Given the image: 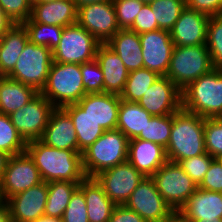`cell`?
<instances>
[{
	"label": "cell",
	"instance_id": "1",
	"mask_svg": "<svg viewBox=\"0 0 222 222\" xmlns=\"http://www.w3.org/2000/svg\"><path fill=\"white\" fill-rule=\"evenodd\" d=\"M25 152L34 161L44 182H81L86 177L82 154L77 151L53 148L34 140L27 143Z\"/></svg>",
	"mask_w": 222,
	"mask_h": 222
},
{
	"label": "cell",
	"instance_id": "2",
	"mask_svg": "<svg viewBox=\"0 0 222 222\" xmlns=\"http://www.w3.org/2000/svg\"><path fill=\"white\" fill-rule=\"evenodd\" d=\"M204 124L205 118L183 108L173 114L171 135L166 147L168 161L179 163L206 153Z\"/></svg>",
	"mask_w": 222,
	"mask_h": 222
},
{
	"label": "cell",
	"instance_id": "3",
	"mask_svg": "<svg viewBox=\"0 0 222 222\" xmlns=\"http://www.w3.org/2000/svg\"><path fill=\"white\" fill-rule=\"evenodd\" d=\"M181 92L184 110L202 118L222 117V70L213 68Z\"/></svg>",
	"mask_w": 222,
	"mask_h": 222
},
{
	"label": "cell",
	"instance_id": "4",
	"mask_svg": "<svg viewBox=\"0 0 222 222\" xmlns=\"http://www.w3.org/2000/svg\"><path fill=\"white\" fill-rule=\"evenodd\" d=\"M129 139L119 130H106L82 152V166L86 177L127 161Z\"/></svg>",
	"mask_w": 222,
	"mask_h": 222
},
{
	"label": "cell",
	"instance_id": "5",
	"mask_svg": "<svg viewBox=\"0 0 222 222\" xmlns=\"http://www.w3.org/2000/svg\"><path fill=\"white\" fill-rule=\"evenodd\" d=\"M55 108L76 104L85 95L80 64L52 63L40 92Z\"/></svg>",
	"mask_w": 222,
	"mask_h": 222
},
{
	"label": "cell",
	"instance_id": "6",
	"mask_svg": "<svg viewBox=\"0 0 222 222\" xmlns=\"http://www.w3.org/2000/svg\"><path fill=\"white\" fill-rule=\"evenodd\" d=\"M213 69L206 45L174 46L168 77L180 90Z\"/></svg>",
	"mask_w": 222,
	"mask_h": 222
},
{
	"label": "cell",
	"instance_id": "7",
	"mask_svg": "<svg viewBox=\"0 0 222 222\" xmlns=\"http://www.w3.org/2000/svg\"><path fill=\"white\" fill-rule=\"evenodd\" d=\"M52 63V50L28 41L14 69L6 77L30 86L40 93Z\"/></svg>",
	"mask_w": 222,
	"mask_h": 222
},
{
	"label": "cell",
	"instance_id": "8",
	"mask_svg": "<svg viewBox=\"0 0 222 222\" xmlns=\"http://www.w3.org/2000/svg\"><path fill=\"white\" fill-rule=\"evenodd\" d=\"M101 43L78 23L64 27L60 42L52 50L53 61L83 64L95 60Z\"/></svg>",
	"mask_w": 222,
	"mask_h": 222
},
{
	"label": "cell",
	"instance_id": "9",
	"mask_svg": "<svg viewBox=\"0 0 222 222\" xmlns=\"http://www.w3.org/2000/svg\"><path fill=\"white\" fill-rule=\"evenodd\" d=\"M164 201L177 213L198 186L175 162L167 161L152 176Z\"/></svg>",
	"mask_w": 222,
	"mask_h": 222
},
{
	"label": "cell",
	"instance_id": "10",
	"mask_svg": "<svg viewBox=\"0 0 222 222\" xmlns=\"http://www.w3.org/2000/svg\"><path fill=\"white\" fill-rule=\"evenodd\" d=\"M55 107L41 93L9 117L23 140L28 143L40 140Z\"/></svg>",
	"mask_w": 222,
	"mask_h": 222
},
{
	"label": "cell",
	"instance_id": "11",
	"mask_svg": "<svg viewBox=\"0 0 222 222\" xmlns=\"http://www.w3.org/2000/svg\"><path fill=\"white\" fill-rule=\"evenodd\" d=\"M125 206L146 222H166L176 215L158 192L152 177H145L139 183Z\"/></svg>",
	"mask_w": 222,
	"mask_h": 222
},
{
	"label": "cell",
	"instance_id": "12",
	"mask_svg": "<svg viewBox=\"0 0 222 222\" xmlns=\"http://www.w3.org/2000/svg\"><path fill=\"white\" fill-rule=\"evenodd\" d=\"M41 182L39 170L26 152L10 156L0 181L2 198L7 201Z\"/></svg>",
	"mask_w": 222,
	"mask_h": 222
},
{
	"label": "cell",
	"instance_id": "13",
	"mask_svg": "<svg viewBox=\"0 0 222 222\" xmlns=\"http://www.w3.org/2000/svg\"><path fill=\"white\" fill-rule=\"evenodd\" d=\"M95 178L115 205H125L145 176L125 161L100 172Z\"/></svg>",
	"mask_w": 222,
	"mask_h": 222
},
{
	"label": "cell",
	"instance_id": "14",
	"mask_svg": "<svg viewBox=\"0 0 222 222\" xmlns=\"http://www.w3.org/2000/svg\"><path fill=\"white\" fill-rule=\"evenodd\" d=\"M77 23L101 44H106L120 30L113 1L78 7Z\"/></svg>",
	"mask_w": 222,
	"mask_h": 222
},
{
	"label": "cell",
	"instance_id": "15",
	"mask_svg": "<svg viewBox=\"0 0 222 222\" xmlns=\"http://www.w3.org/2000/svg\"><path fill=\"white\" fill-rule=\"evenodd\" d=\"M139 38L142 47L143 67L160 76H166L175 46L170 31L157 29L141 33Z\"/></svg>",
	"mask_w": 222,
	"mask_h": 222
},
{
	"label": "cell",
	"instance_id": "16",
	"mask_svg": "<svg viewBox=\"0 0 222 222\" xmlns=\"http://www.w3.org/2000/svg\"><path fill=\"white\" fill-rule=\"evenodd\" d=\"M137 103L152 116L174 114L182 108V92L168 77L160 76Z\"/></svg>",
	"mask_w": 222,
	"mask_h": 222
},
{
	"label": "cell",
	"instance_id": "17",
	"mask_svg": "<svg viewBox=\"0 0 222 222\" xmlns=\"http://www.w3.org/2000/svg\"><path fill=\"white\" fill-rule=\"evenodd\" d=\"M47 197L48 183L44 181L10 197L7 202L12 222H34L44 216Z\"/></svg>",
	"mask_w": 222,
	"mask_h": 222
},
{
	"label": "cell",
	"instance_id": "18",
	"mask_svg": "<svg viewBox=\"0 0 222 222\" xmlns=\"http://www.w3.org/2000/svg\"><path fill=\"white\" fill-rule=\"evenodd\" d=\"M209 16L185 7L170 30L175 46L205 45Z\"/></svg>",
	"mask_w": 222,
	"mask_h": 222
},
{
	"label": "cell",
	"instance_id": "19",
	"mask_svg": "<svg viewBox=\"0 0 222 222\" xmlns=\"http://www.w3.org/2000/svg\"><path fill=\"white\" fill-rule=\"evenodd\" d=\"M176 215L179 220L222 219V193L198 187Z\"/></svg>",
	"mask_w": 222,
	"mask_h": 222
},
{
	"label": "cell",
	"instance_id": "20",
	"mask_svg": "<svg viewBox=\"0 0 222 222\" xmlns=\"http://www.w3.org/2000/svg\"><path fill=\"white\" fill-rule=\"evenodd\" d=\"M120 95L110 93L86 94L77 104L105 131L116 129Z\"/></svg>",
	"mask_w": 222,
	"mask_h": 222
},
{
	"label": "cell",
	"instance_id": "21",
	"mask_svg": "<svg viewBox=\"0 0 222 222\" xmlns=\"http://www.w3.org/2000/svg\"><path fill=\"white\" fill-rule=\"evenodd\" d=\"M127 161L145 177H152L168 158L163 146L135 138L128 142Z\"/></svg>",
	"mask_w": 222,
	"mask_h": 222
},
{
	"label": "cell",
	"instance_id": "22",
	"mask_svg": "<svg viewBox=\"0 0 222 222\" xmlns=\"http://www.w3.org/2000/svg\"><path fill=\"white\" fill-rule=\"evenodd\" d=\"M46 145L78 152L77 135L70 116L62 109L55 108L40 139Z\"/></svg>",
	"mask_w": 222,
	"mask_h": 222
},
{
	"label": "cell",
	"instance_id": "23",
	"mask_svg": "<svg viewBox=\"0 0 222 222\" xmlns=\"http://www.w3.org/2000/svg\"><path fill=\"white\" fill-rule=\"evenodd\" d=\"M95 59L103 72L104 92L121 95L129 74L122 60L106 44L98 47Z\"/></svg>",
	"mask_w": 222,
	"mask_h": 222
},
{
	"label": "cell",
	"instance_id": "24",
	"mask_svg": "<svg viewBox=\"0 0 222 222\" xmlns=\"http://www.w3.org/2000/svg\"><path fill=\"white\" fill-rule=\"evenodd\" d=\"M78 8L73 0H56L32 4L31 19L35 23L66 27L77 23Z\"/></svg>",
	"mask_w": 222,
	"mask_h": 222
},
{
	"label": "cell",
	"instance_id": "25",
	"mask_svg": "<svg viewBox=\"0 0 222 222\" xmlns=\"http://www.w3.org/2000/svg\"><path fill=\"white\" fill-rule=\"evenodd\" d=\"M79 188L83 191L89 222H109L115 204L105 194L95 177H85Z\"/></svg>",
	"mask_w": 222,
	"mask_h": 222
},
{
	"label": "cell",
	"instance_id": "26",
	"mask_svg": "<svg viewBox=\"0 0 222 222\" xmlns=\"http://www.w3.org/2000/svg\"><path fill=\"white\" fill-rule=\"evenodd\" d=\"M106 45L119 56L128 72L143 68L142 47L136 32L120 29Z\"/></svg>",
	"mask_w": 222,
	"mask_h": 222
},
{
	"label": "cell",
	"instance_id": "27",
	"mask_svg": "<svg viewBox=\"0 0 222 222\" xmlns=\"http://www.w3.org/2000/svg\"><path fill=\"white\" fill-rule=\"evenodd\" d=\"M28 41V33L22 24H14L0 37V68L5 76L14 69Z\"/></svg>",
	"mask_w": 222,
	"mask_h": 222
},
{
	"label": "cell",
	"instance_id": "28",
	"mask_svg": "<svg viewBox=\"0 0 222 222\" xmlns=\"http://www.w3.org/2000/svg\"><path fill=\"white\" fill-rule=\"evenodd\" d=\"M71 118L77 135L78 152L82 154L105 130L76 104L62 108Z\"/></svg>",
	"mask_w": 222,
	"mask_h": 222
},
{
	"label": "cell",
	"instance_id": "29",
	"mask_svg": "<svg viewBox=\"0 0 222 222\" xmlns=\"http://www.w3.org/2000/svg\"><path fill=\"white\" fill-rule=\"evenodd\" d=\"M39 92L8 77L0 81V113L10 115L28 104Z\"/></svg>",
	"mask_w": 222,
	"mask_h": 222
},
{
	"label": "cell",
	"instance_id": "30",
	"mask_svg": "<svg viewBox=\"0 0 222 222\" xmlns=\"http://www.w3.org/2000/svg\"><path fill=\"white\" fill-rule=\"evenodd\" d=\"M152 118L137 102L122 100L118 110L119 129L129 140L135 139L144 131V128Z\"/></svg>",
	"mask_w": 222,
	"mask_h": 222
},
{
	"label": "cell",
	"instance_id": "31",
	"mask_svg": "<svg viewBox=\"0 0 222 222\" xmlns=\"http://www.w3.org/2000/svg\"><path fill=\"white\" fill-rule=\"evenodd\" d=\"M80 182L51 181L48 182V197L44 216L62 218L74 191Z\"/></svg>",
	"mask_w": 222,
	"mask_h": 222
},
{
	"label": "cell",
	"instance_id": "32",
	"mask_svg": "<svg viewBox=\"0 0 222 222\" xmlns=\"http://www.w3.org/2000/svg\"><path fill=\"white\" fill-rule=\"evenodd\" d=\"M159 77L160 75L144 67L129 72L120 98L130 102H138Z\"/></svg>",
	"mask_w": 222,
	"mask_h": 222
},
{
	"label": "cell",
	"instance_id": "33",
	"mask_svg": "<svg viewBox=\"0 0 222 222\" xmlns=\"http://www.w3.org/2000/svg\"><path fill=\"white\" fill-rule=\"evenodd\" d=\"M22 25L26 29L31 43L39 46H46L50 50L57 47L64 29V27L57 25L35 23L31 18L23 22Z\"/></svg>",
	"mask_w": 222,
	"mask_h": 222
},
{
	"label": "cell",
	"instance_id": "34",
	"mask_svg": "<svg viewBox=\"0 0 222 222\" xmlns=\"http://www.w3.org/2000/svg\"><path fill=\"white\" fill-rule=\"evenodd\" d=\"M159 29L170 31L186 7L185 0H154L149 3Z\"/></svg>",
	"mask_w": 222,
	"mask_h": 222
},
{
	"label": "cell",
	"instance_id": "35",
	"mask_svg": "<svg viewBox=\"0 0 222 222\" xmlns=\"http://www.w3.org/2000/svg\"><path fill=\"white\" fill-rule=\"evenodd\" d=\"M172 123L173 114L152 116L151 120L147 122L144 131L136 139L151 141L166 148L171 135Z\"/></svg>",
	"mask_w": 222,
	"mask_h": 222
},
{
	"label": "cell",
	"instance_id": "36",
	"mask_svg": "<svg viewBox=\"0 0 222 222\" xmlns=\"http://www.w3.org/2000/svg\"><path fill=\"white\" fill-rule=\"evenodd\" d=\"M27 143L12 124L9 115L0 113V151L9 156L25 152Z\"/></svg>",
	"mask_w": 222,
	"mask_h": 222
},
{
	"label": "cell",
	"instance_id": "37",
	"mask_svg": "<svg viewBox=\"0 0 222 222\" xmlns=\"http://www.w3.org/2000/svg\"><path fill=\"white\" fill-rule=\"evenodd\" d=\"M205 45L210 53L213 68L222 70V15L209 18Z\"/></svg>",
	"mask_w": 222,
	"mask_h": 222
},
{
	"label": "cell",
	"instance_id": "38",
	"mask_svg": "<svg viewBox=\"0 0 222 222\" xmlns=\"http://www.w3.org/2000/svg\"><path fill=\"white\" fill-rule=\"evenodd\" d=\"M205 150L213 158L222 157V117L205 118Z\"/></svg>",
	"mask_w": 222,
	"mask_h": 222
},
{
	"label": "cell",
	"instance_id": "39",
	"mask_svg": "<svg viewBox=\"0 0 222 222\" xmlns=\"http://www.w3.org/2000/svg\"><path fill=\"white\" fill-rule=\"evenodd\" d=\"M120 29H129L145 4L140 0H112Z\"/></svg>",
	"mask_w": 222,
	"mask_h": 222
},
{
	"label": "cell",
	"instance_id": "40",
	"mask_svg": "<svg viewBox=\"0 0 222 222\" xmlns=\"http://www.w3.org/2000/svg\"><path fill=\"white\" fill-rule=\"evenodd\" d=\"M81 74L86 94L104 93L103 72L96 59L81 64Z\"/></svg>",
	"mask_w": 222,
	"mask_h": 222
},
{
	"label": "cell",
	"instance_id": "41",
	"mask_svg": "<svg viewBox=\"0 0 222 222\" xmlns=\"http://www.w3.org/2000/svg\"><path fill=\"white\" fill-rule=\"evenodd\" d=\"M214 158L208 153L181 160L178 164L197 186L203 181L209 165Z\"/></svg>",
	"mask_w": 222,
	"mask_h": 222
},
{
	"label": "cell",
	"instance_id": "42",
	"mask_svg": "<svg viewBox=\"0 0 222 222\" xmlns=\"http://www.w3.org/2000/svg\"><path fill=\"white\" fill-rule=\"evenodd\" d=\"M62 222H89L83 191L78 187L61 218Z\"/></svg>",
	"mask_w": 222,
	"mask_h": 222
},
{
	"label": "cell",
	"instance_id": "43",
	"mask_svg": "<svg viewBox=\"0 0 222 222\" xmlns=\"http://www.w3.org/2000/svg\"><path fill=\"white\" fill-rule=\"evenodd\" d=\"M0 9L14 24H22L31 17L32 3L29 0H0Z\"/></svg>",
	"mask_w": 222,
	"mask_h": 222
},
{
	"label": "cell",
	"instance_id": "44",
	"mask_svg": "<svg viewBox=\"0 0 222 222\" xmlns=\"http://www.w3.org/2000/svg\"><path fill=\"white\" fill-rule=\"evenodd\" d=\"M198 187L222 193V162L220 159L214 158L212 160L203 181Z\"/></svg>",
	"mask_w": 222,
	"mask_h": 222
},
{
	"label": "cell",
	"instance_id": "45",
	"mask_svg": "<svg viewBox=\"0 0 222 222\" xmlns=\"http://www.w3.org/2000/svg\"><path fill=\"white\" fill-rule=\"evenodd\" d=\"M159 29L150 4L145 3L129 30L141 34Z\"/></svg>",
	"mask_w": 222,
	"mask_h": 222
},
{
	"label": "cell",
	"instance_id": "46",
	"mask_svg": "<svg viewBox=\"0 0 222 222\" xmlns=\"http://www.w3.org/2000/svg\"><path fill=\"white\" fill-rule=\"evenodd\" d=\"M186 7L209 17L222 15V0H185Z\"/></svg>",
	"mask_w": 222,
	"mask_h": 222
},
{
	"label": "cell",
	"instance_id": "47",
	"mask_svg": "<svg viewBox=\"0 0 222 222\" xmlns=\"http://www.w3.org/2000/svg\"><path fill=\"white\" fill-rule=\"evenodd\" d=\"M109 222H146L135 211L128 209L125 205H116Z\"/></svg>",
	"mask_w": 222,
	"mask_h": 222
},
{
	"label": "cell",
	"instance_id": "48",
	"mask_svg": "<svg viewBox=\"0 0 222 222\" xmlns=\"http://www.w3.org/2000/svg\"><path fill=\"white\" fill-rule=\"evenodd\" d=\"M14 23L5 15V13L0 9V37L8 31Z\"/></svg>",
	"mask_w": 222,
	"mask_h": 222
},
{
	"label": "cell",
	"instance_id": "49",
	"mask_svg": "<svg viewBox=\"0 0 222 222\" xmlns=\"http://www.w3.org/2000/svg\"><path fill=\"white\" fill-rule=\"evenodd\" d=\"M0 222H12L10 207L7 201L0 203Z\"/></svg>",
	"mask_w": 222,
	"mask_h": 222
},
{
	"label": "cell",
	"instance_id": "50",
	"mask_svg": "<svg viewBox=\"0 0 222 222\" xmlns=\"http://www.w3.org/2000/svg\"><path fill=\"white\" fill-rule=\"evenodd\" d=\"M9 155H7L5 152L0 151V181L2 179L3 173L6 168L7 161L9 159Z\"/></svg>",
	"mask_w": 222,
	"mask_h": 222
},
{
	"label": "cell",
	"instance_id": "51",
	"mask_svg": "<svg viewBox=\"0 0 222 222\" xmlns=\"http://www.w3.org/2000/svg\"><path fill=\"white\" fill-rule=\"evenodd\" d=\"M75 2L76 7L84 6L87 4H92V3H100V2H105V1H112V0H73Z\"/></svg>",
	"mask_w": 222,
	"mask_h": 222
},
{
	"label": "cell",
	"instance_id": "52",
	"mask_svg": "<svg viewBox=\"0 0 222 222\" xmlns=\"http://www.w3.org/2000/svg\"><path fill=\"white\" fill-rule=\"evenodd\" d=\"M34 222H62V220H61V218L42 216L41 218H38Z\"/></svg>",
	"mask_w": 222,
	"mask_h": 222
},
{
	"label": "cell",
	"instance_id": "53",
	"mask_svg": "<svg viewBox=\"0 0 222 222\" xmlns=\"http://www.w3.org/2000/svg\"><path fill=\"white\" fill-rule=\"evenodd\" d=\"M180 222H222V219L180 220Z\"/></svg>",
	"mask_w": 222,
	"mask_h": 222
},
{
	"label": "cell",
	"instance_id": "54",
	"mask_svg": "<svg viewBox=\"0 0 222 222\" xmlns=\"http://www.w3.org/2000/svg\"><path fill=\"white\" fill-rule=\"evenodd\" d=\"M166 222H180V220H179V217L177 215H175L173 218H171L170 220H168Z\"/></svg>",
	"mask_w": 222,
	"mask_h": 222
},
{
	"label": "cell",
	"instance_id": "55",
	"mask_svg": "<svg viewBox=\"0 0 222 222\" xmlns=\"http://www.w3.org/2000/svg\"><path fill=\"white\" fill-rule=\"evenodd\" d=\"M51 1H56V0H37L36 2L49 3Z\"/></svg>",
	"mask_w": 222,
	"mask_h": 222
},
{
	"label": "cell",
	"instance_id": "56",
	"mask_svg": "<svg viewBox=\"0 0 222 222\" xmlns=\"http://www.w3.org/2000/svg\"><path fill=\"white\" fill-rule=\"evenodd\" d=\"M140 1H142V2H144V3H151V2H153L154 0H140Z\"/></svg>",
	"mask_w": 222,
	"mask_h": 222
},
{
	"label": "cell",
	"instance_id": "57",
	"mask_svg": "<svg viewBox=\"0 0 222 222\" xmlns=\"http://www.w3.org/2000/svg\"><path fill=\"white\" fill-rule=\"evenodd\" d=\"M4 201L3 198H2V195H1V190H0V203Z\"/></svg>",
	"mask_w": 222,
	"mask_h": 222
},
{
	"label": "cell",
	"instance_id": "58",
	"mask_svg": "<svg viewBox=\"0 0 222 222\" xmlns=\"http://www.w3.org/2000/svg\"><path fill=\"white\" fill-rule=\"evenodd\" d=\"M0 76H5L0 68Z\"/></svg>",
	"mask_w": 222,
	"mask_h": 222
},
{
	"label": "cell",
	"instance_id": "59",
	"mask_svg": "<svg viewBox=\"0 0 222 222\" xmlns=\"http://www.w3.org/2000/svg\"><path fill=\"white\" fill-rule=\"evenodd\" d=\"M32 4L35 3L37 0H29Z\"/></svg>",
	"mask_w": 222,
	"mask_h": 222
},
{
	"label": "cell",
	"instance_id": "60",
	"mask_svg": "<svg viewBox=\"0 0 222 222\" xmlns=\"http://www.w3.org/2000/svg\"><path fill=\"white\" fill-rule=\"evenodd\" d=\"M6 76H0V81L3 79V78H5Z\"/></svg>",
	"mask_w": 222,
	"mask_h": 222
}]
</instances>
